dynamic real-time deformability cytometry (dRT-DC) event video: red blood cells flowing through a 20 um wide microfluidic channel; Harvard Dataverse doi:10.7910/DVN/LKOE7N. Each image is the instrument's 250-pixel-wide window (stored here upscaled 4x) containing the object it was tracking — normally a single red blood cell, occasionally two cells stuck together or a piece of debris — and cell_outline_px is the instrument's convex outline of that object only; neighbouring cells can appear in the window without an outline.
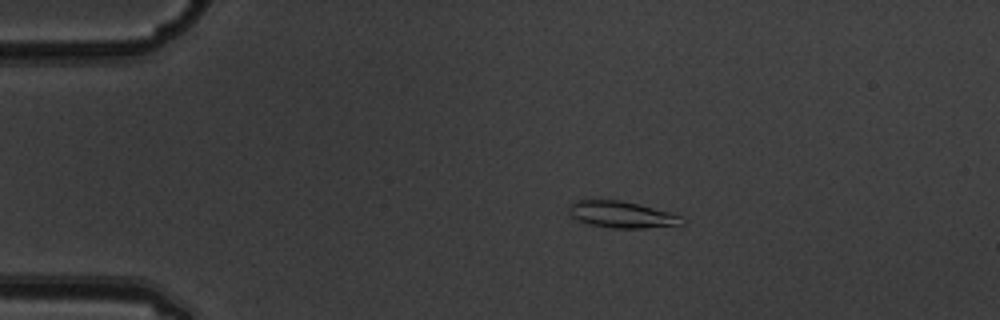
{"species": "common noctule bat (a hibernating species)", "species_latin": "Nyctalus noctula", "temperature_condition": "warm", "stored_images_in_passage": 7, "camera_frame_rate_fps": 3000, "um_per_image_px": 0.085, "animal": {"sex": "male", "body_mass_g": 19.5, "forearm_length_mm": 54.6}, "frame": {"image": 1, "passage_image": 4, "time_ms": 1.0, "image_size_px": [1000, 320], "cell_outline_px": [[684, 224], [644, 228], [612, 228], [588, 224], [572, 216], [568, 208], [572, 200], [620, 200], [668, 212], [680, 216]], "centroid_in_image_um": [52.79, 18.24], "position_along_channel_um": 32.2, "area_um2": 17.17}}
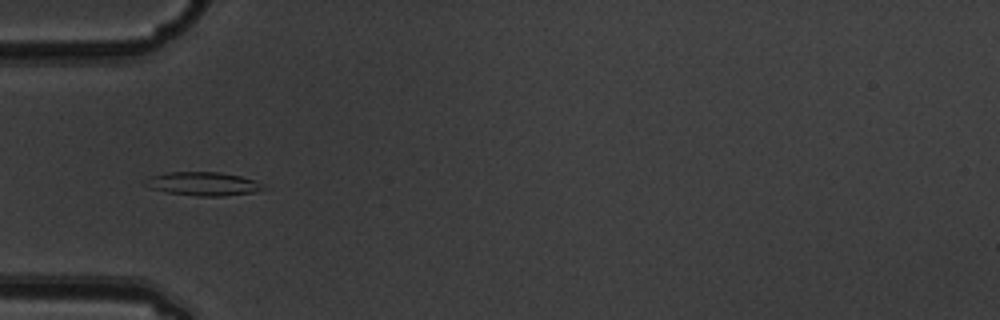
{"frame": {"image": 2, "passage_image": 6, "time_ms": 1.667, "image_size_px": [1000, 320], "cell_outline_px": [[268, 188], [252, 192], [224, 196], [196, 196], [168, 192], [152, 188], [144, 184], [148, 176], [168, 172], [220, 172], [240, 176], [256, 180]], "centroid_in_image_um": [17.28, 15.61], "position_along_channel_um": 67.7, "area_um2": 16.18}}